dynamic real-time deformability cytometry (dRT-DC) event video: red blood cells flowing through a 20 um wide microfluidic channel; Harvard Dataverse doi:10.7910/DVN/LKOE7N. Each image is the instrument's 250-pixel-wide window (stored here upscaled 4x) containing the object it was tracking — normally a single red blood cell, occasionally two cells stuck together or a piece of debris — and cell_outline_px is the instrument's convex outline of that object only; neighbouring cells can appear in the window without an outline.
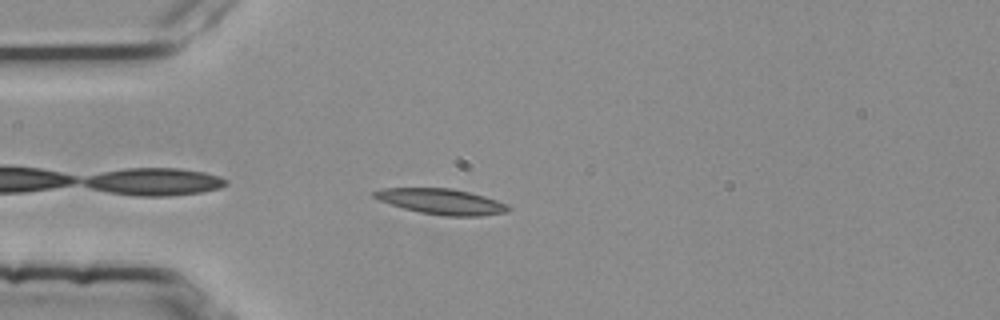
{"species": "common noctule bat (a hibernating species)", "species_latin": "Nyctalus noctula", "temperature_condition": "room temperature", "stored_images_in_passage": 3, "camera_frame_rate_fps": 3000, "um_per_image_px": 0.085, "animal": {"sex": "female", "body_mass_g": 25.1}, "frame": {"image": 1, "passage_image": 3, "time_ms": 0.667, "image_size_px": [1000, 320], "cell_outline_px": [[512, 208], [508, 212], [480, 216], [444, 216], [420, 212], [404, 208], [380, 200], [372, 196], [372, 192], [384, 188], [448, 188], [468, 192], [484, 196], [508, 204]], "centroid_in_image_um": [37.56, 17.14], "position_along_channel_um": 47.4, "area_um2": 19.83}}